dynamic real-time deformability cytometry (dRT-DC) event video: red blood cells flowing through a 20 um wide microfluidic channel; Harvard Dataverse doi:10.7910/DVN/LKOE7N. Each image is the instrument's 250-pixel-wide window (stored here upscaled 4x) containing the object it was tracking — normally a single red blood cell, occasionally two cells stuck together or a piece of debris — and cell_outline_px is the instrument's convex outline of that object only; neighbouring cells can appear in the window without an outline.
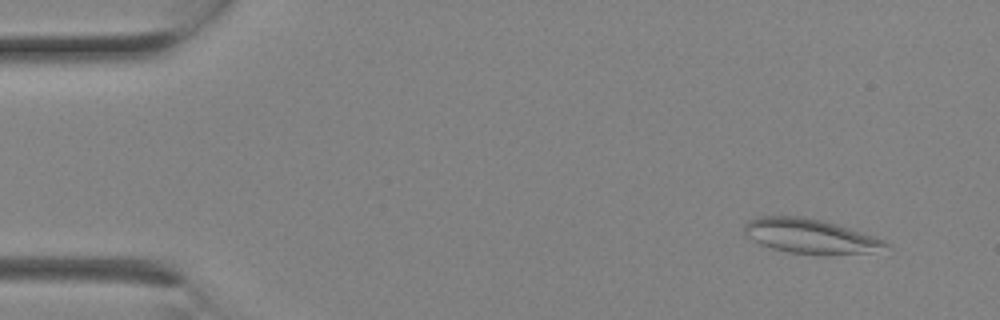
{"species": "Egyptian fruit bat (a non-hibernating species)", "species_latin": "Rousettus aegyptiacus", "temperature_condition": "room temperature", "stored_images_in_passage": 3, "camera_frame_rate_fps": 3000, "um_per_image_px": 0.085, "animal": {"sex": "female"}, "frame": {"image": 1, "passage_image": 3, "time_ms": 0.667, "image_size_px": [1000, 320], "cell_outline_px": [[892, 244], [868, 252], [828, 256], [820, 256], [788, 252], [772, 248], [760, 244], [748, 236], [744, 232], [744, 224], [748, 220], [760, 216], [804, 216], [836, 224], [884, 240]], "centroid_in_image_um": [68.82, 20.08], "position_along_channel_um": 16.2, "area_um2": 28.44}}